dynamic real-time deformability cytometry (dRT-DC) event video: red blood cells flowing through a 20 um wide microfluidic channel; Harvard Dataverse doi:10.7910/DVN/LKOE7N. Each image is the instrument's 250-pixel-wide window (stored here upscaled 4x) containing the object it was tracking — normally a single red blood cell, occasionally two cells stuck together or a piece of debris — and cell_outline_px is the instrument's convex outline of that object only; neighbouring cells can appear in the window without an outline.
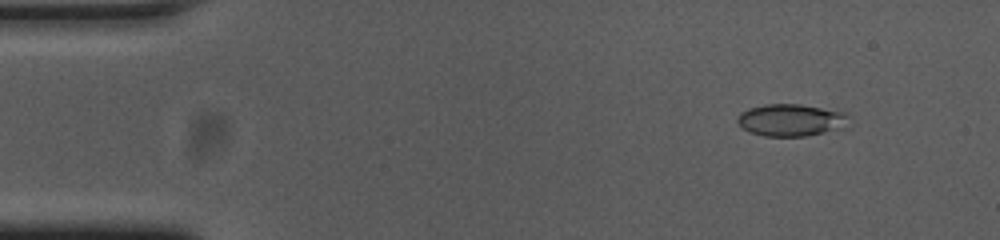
{"species": "common noctule bat (a hibernating species)", "species_latin": "Nyctalus noctula", "temperature_condition": "cold", "stored_images_in_passage": 55, "camera_frame_rate_fps": 3000, "um_per_image_px": 0.085, "animal": {"sex": "female", "body_mass_g": 23.0, "forearm_length_mm": 53.4}, "frame": {"image": 1, "passage_image": 6, "time_ms": 1.667, "image_size_px": [1000, 240], "cell_outline_px": [[848, 116], [840, 128], [824, 132], [804, 136], [764, 136], [748, 132], [736, 120], [740, 112], [748, 108], [764, 104], [800, 104], [848, 112]], "centroid_in_image_um": [67.17, 10.19], "position_along_channel_um": 17.8, "area_um2": 20.69}}
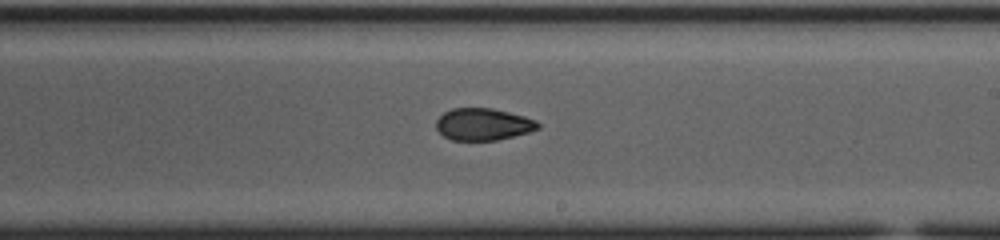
{"frame": {"image": 2, "passage_image": 32, "time_ms": 10.333, "image_size_px": [1000, 240], "cell_outline_px": [[540, 128], [528, 132], [496, 140], [452, 140], [444, 136], [436, 128], [436, 120], [444, 112], [452, 108], [492, 108], [524, 116], [536, 120], [540, 124]], "centroid_in_image_um": [41.06, 10.56], "position_along_channel_um": 247.9, "area_um2": 18.9}}
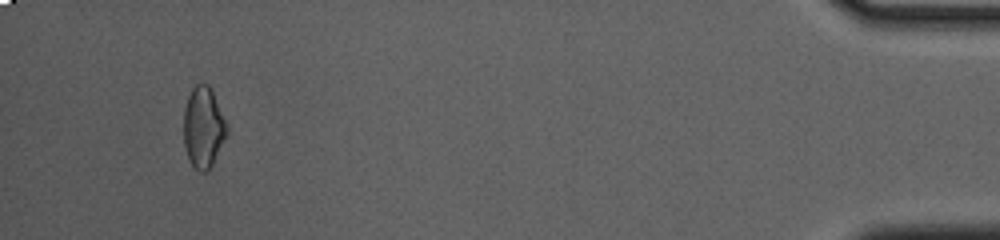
{"frame": {"image": 3, "passage_image": 52, "time_ms": 17.0, "image_size_px": [1000, 240], "cell_outline_px": [[228, 132], [208, 172], [200, 172], [192, 164], [188, 156], [184, 144], [184, 108], [188, 96], [192, 88], [200, 80], [208, 84], [212, 92], [228, 128]], "centroid_in_image_um": [17.27, 10.8], "position_along_channel_um": 417.9, "area_um2": 20.11}, "authors_computed_cell_mechanics": {"area_um2": 20.1144, "velocity_mm_per_s": 3.7072, "shape_relaxation_time_tau1_ms": null, "shape_relaxation_time_tau2_ms": 2.8272, "deformation_change_tau1": null, "deformation_change_tau2": 0.0777}}